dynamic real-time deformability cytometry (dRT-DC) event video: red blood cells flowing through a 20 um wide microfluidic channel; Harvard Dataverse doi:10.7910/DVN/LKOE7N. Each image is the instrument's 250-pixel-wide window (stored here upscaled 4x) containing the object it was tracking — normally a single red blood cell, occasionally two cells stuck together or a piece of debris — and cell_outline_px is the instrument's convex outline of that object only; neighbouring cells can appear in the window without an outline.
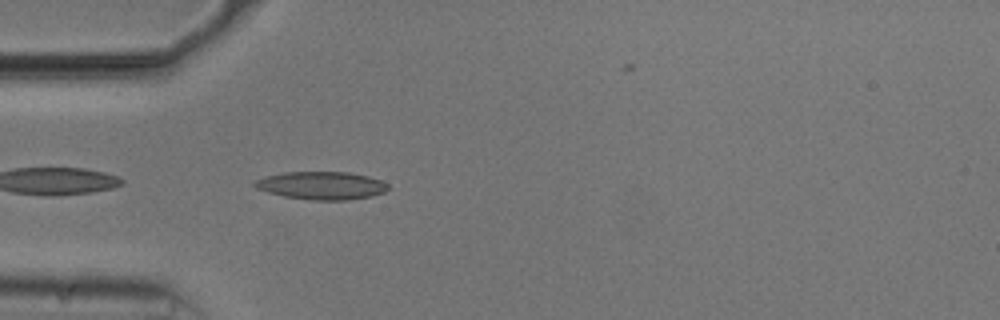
{"species": "common noctule bat (a hibernating species)", "species_latin": "Nyctalus noctula", "temperature_condition": "cold", "stored_images_in_passage": 40, "camera_frame_rate_fps": 3000, "um_per_image_px": 0.085, "animal": {"sex": "male", "body_mass_g": 20.5, "forearm_length_mm": 52.5}, "frame": {"image": 1, "passage_image": 2, "time_ms": 0.333, "image_size_px": [1000, 320], "cell_outline_px": [[388, 188], [384, 192], [368, 196], [344, 200], [316, 200], [284, 196], [268, 192], [256, 188], [252, 184], [256, 180], [264, 176], [284, 172], [348, 172], [368, 176], [380, 180], [388, 184]], "centroid_in_image_um": [27.3, 15.75], "position_along_channel_um": 57.7, "area_um2": 21.44}}
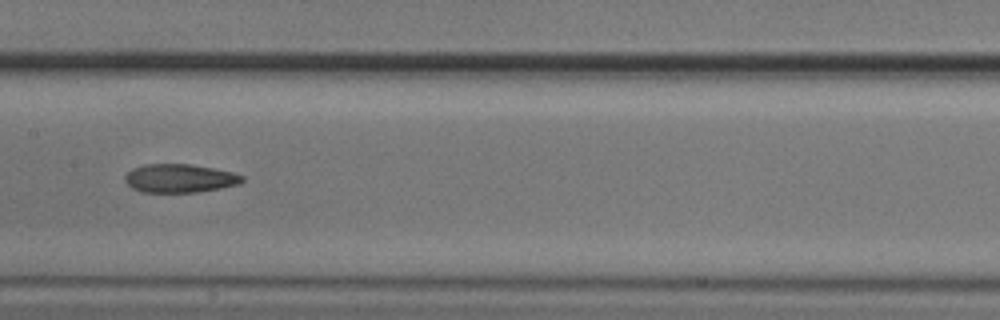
{"frame": {"image": 2, "passage_image": 13, "time_ms": 4.0, "image_size_px": [1000, 320], "cell_outline_px": [[244, 180], [240, 184], [220, 188], [196, 192], [140, 192], [132, 188], [124, 180], [124, 176], [132, 168], [144, 164], [192, 164], [232, 172], [244, 176]], "centroid_in_image_um": [15.26, 15.15], "position_along_channel_um": 192.1, "area_um2": 19.54}}
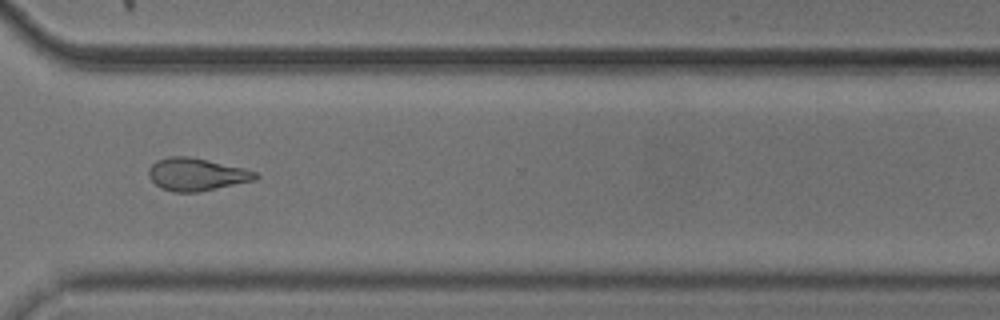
{"frame": {"image": 3, "passage_image": 26, "time_ms": 8.333, "image_size_px": [1000, 320], "cell_outline_px": [[260, 176], [256, 180], [200, 192], [172, 192], [160, 188], [148, 176], [148, 168], [156, 160], [168, 156], [188, 156], [208, 160], [244, 168], [256, 172]], "centroid_in_image_um": [16.7, 14.82], "position_along_channel_um": 353.9, "area_um2": 20.52}, "authors_computed_cell_mechanics": {"area_um2": 19.9121, "velocity_mm_per_s": 3.7432, "shape_relaxation_time_tau1_ms": 11.2117, "shape_relaxation_time_tau2_ms": 2.3787, "deformation_change_tau1": 0.2325, "deformation_change_tau2": 0.095}}